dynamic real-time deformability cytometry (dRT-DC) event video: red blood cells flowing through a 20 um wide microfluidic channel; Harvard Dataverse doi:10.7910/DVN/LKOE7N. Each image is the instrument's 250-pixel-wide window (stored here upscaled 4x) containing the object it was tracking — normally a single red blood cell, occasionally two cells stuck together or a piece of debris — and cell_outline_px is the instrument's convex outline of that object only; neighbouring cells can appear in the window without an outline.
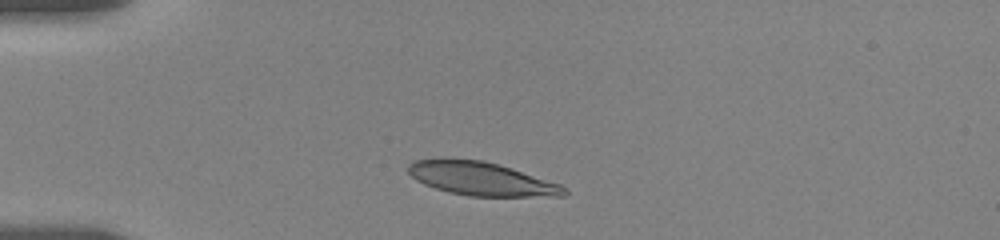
{"species": "human", "species_latin": "Homo sapiens", "temperature_condition": "room temperature", "stored_images_in_passage": 8, "camera_frame_rate_fps": 3000, "um_per_image_px": 0.085, "donor": {"sex": "female"}, "frame": {"image": 1, "passage_image": 1, "time_ms": 0.0, "image_size_px": [1000, 240], "cell_outline_px": [[568, 192], [564, 196], [468, 196], [448, 192], [424, 184], [416, 180], [408, 172], [408, 164], [416, 160], [444, 156], [484, 160], [512, 168], [560, 184], [568, 188]], "centroid_in_image_um": [40.87, 15.16], "position_along_channel_um": 44.1, "area_um2": 30.92}}
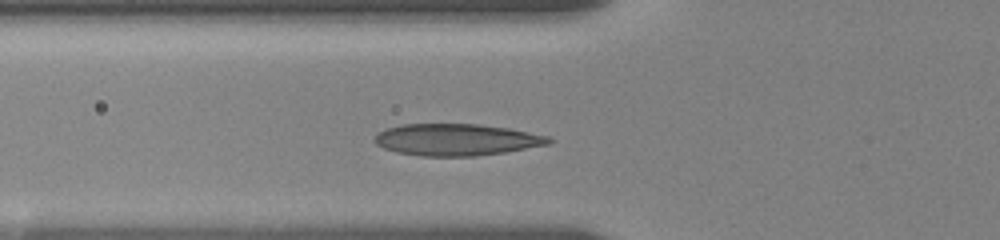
{"frame": {"image": 2, "passage_image": 5, "time_ms": 2.0, "image_size_px": [1000, 240], "cell_outline_px": [[552, 144], [504, 152], [476, 156], [420, 156], [396, 152], [384, 148], [376, 144], [372, 140], [384, 128], [400, 124], [476, 124], [508, 128], [548, 136], [552, 140]], "centroid_in_image_um": [38.78, 11.87], "position_along_channel_um": 87.0, "area_um2": 32.31}}
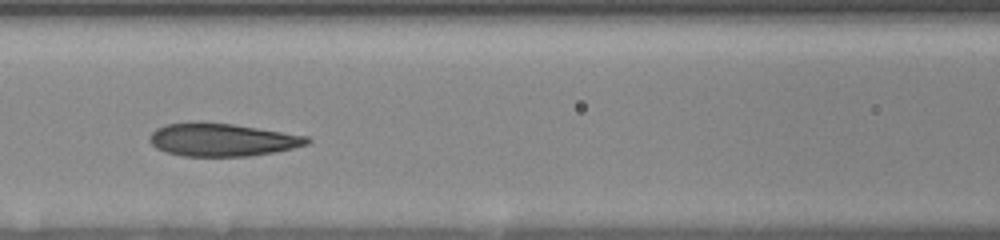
{"frame": {"image": 3, "passage_image": 7, "time_ms": 3.667, "image_size_px": [1000, 240], "cell_outline_px": [[312, 140], [308, 144], [276, 152], [248, 156], [184, 156], [164, 152], [156, 148], [148, 140], [152, 132], [156, 128], [164, 124], [200, 120], [232, 124], [308, 136]], "centroid_in_image_um": [18.83, 11.86], "position_along_channel_um": 147.8, "area_um2": 30.58}}